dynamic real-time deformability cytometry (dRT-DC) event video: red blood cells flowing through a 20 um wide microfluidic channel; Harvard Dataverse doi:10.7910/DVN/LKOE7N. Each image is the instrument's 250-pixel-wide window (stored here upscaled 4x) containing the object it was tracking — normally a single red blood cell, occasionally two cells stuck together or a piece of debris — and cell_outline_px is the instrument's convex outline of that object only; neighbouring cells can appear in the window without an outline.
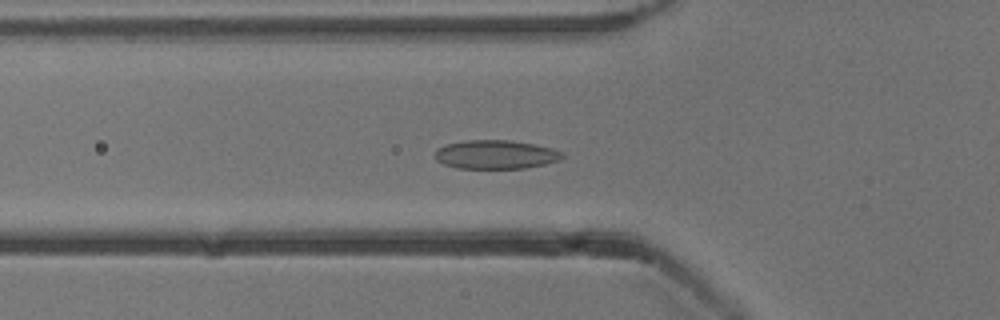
{"species": "common noctule bat (a hibernating species)", "species_latin": "Nyctalus noctula", "temperature_condition": "cold", "stored_images_in_passage": 45, "camera_frame_rate_fps": 3000, "um_per_image_px": 0.085, "animal": {"sex": "male", "body_mass_g": 13.3}, "frame": {"image": 1, "passage_image": 10, "time_ms": 3.0, "image_size_px": [1000, 320], "cell_outline_px": [[564, 156], [560, 160], [544, 164], [524, 168], [456, 168], [444, 164], [436, 160], [436, 148], [444, 144], [468, 140], [508, 140], [532, 144], [552, 148], [564, 152]], "centroid_in_image_um": [42.12, 13.13], "position_along_channel_um": 83.7, "area_um2": 21.33}}
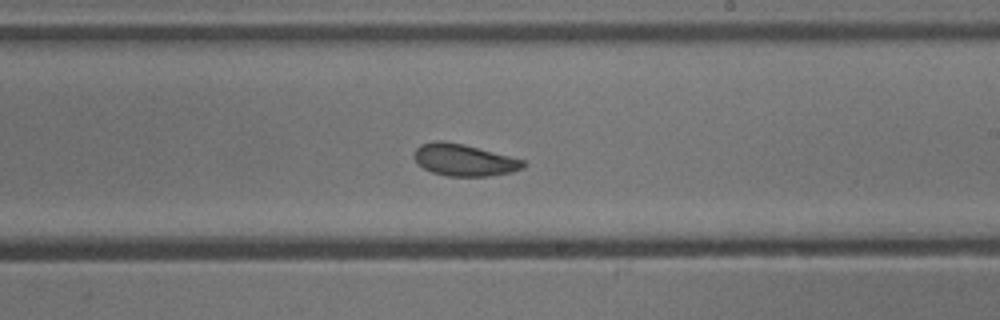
{"frame": {"image": 2, "passage_image": 23, "time_ms": 7.333, "image_size_px": [1000, 320], "cell_outline_px": [[528, 164], [524, 168], [512, 172], [488, 176], [448, 176], [432, 172], [424, 168], [412, 156], [412, 152], [420, 144], [436, 140], [440, 140], [464, 144], [524, 160]], "centroid_in_image_um": [39.44, 13.59], "position_along_channel_um": 249.6, "area_um2": 20.35}}
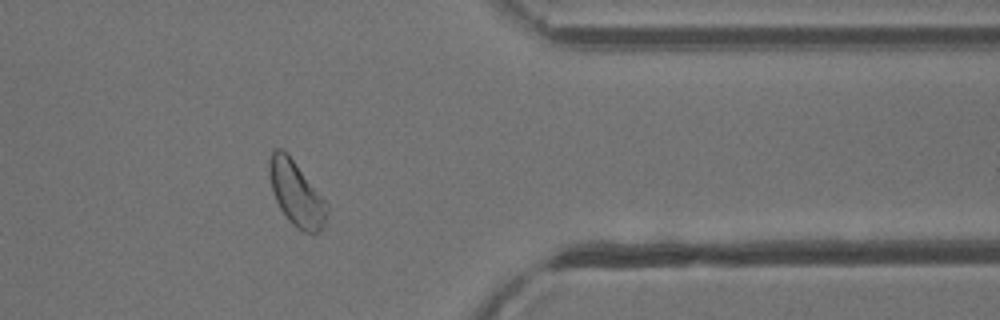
{"frame": {"image": 3, "passage_image": 35, "time_ms": 11.333, "image_size_px": [1000, 320], "cell_outline_px": [[328, 208], [324, 228], [320, 232], [304, 232], [296, 228], [288, 220], [280, 208], [272, 192], [268, 172], [268, 160], [272, 152], [276, 148], [280, 148], [288, 152], [328, 204]], "centroid_in_image_um": [25.17, 16.43], "position_along_channel_um": 386.2, "area_um2": 21.96}, "authors_computed_cell_mechanics": {"area_um2": 21.0392, "velocity_mm_per_s": 3.8139, "shape_relaxation_time_tau1_ms": 2.0944, "shape_relaxation_time_tau2_ms": 2.7522, "deformation_change_tau1": 0.0751, "deformation_change_tau2": 0.0581}}